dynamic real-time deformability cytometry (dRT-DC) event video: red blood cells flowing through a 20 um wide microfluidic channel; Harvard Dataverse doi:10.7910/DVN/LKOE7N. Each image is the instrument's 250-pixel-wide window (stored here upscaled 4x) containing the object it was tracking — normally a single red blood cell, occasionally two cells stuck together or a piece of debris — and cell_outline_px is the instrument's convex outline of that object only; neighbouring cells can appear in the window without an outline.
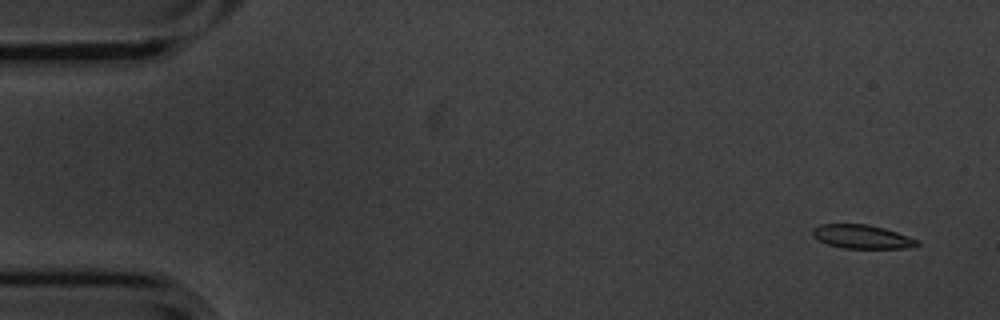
{"species": "common noctule bat (a hibernating species)", "species_latin": "Nyctalus noctula", "temperature_condition": "cold", "stored_images_in_passage": 6, "camera_frame_rate_fps": 3000, "um_per_image_px": 0.085, "animal": {"sex": "male", "body_mass_g": 20.1, "forearm_length_mm": 53.5}, "frame": {"image": 1, "passage_image": 1, "time_ms": 0.0, "image_size_px": [1000, 320], "cell_outline_px": [[920, 244], [912, 248], [840, 248], [828, 244], [812, 236], [812, 228], [820, 224], [868, 224], [884, 228], [908, 236], [916, 240]], "centroid_in_image_um": [73.24, 20.12], "position_along_channel_um": 11.8, "area_um2": 14.45}}
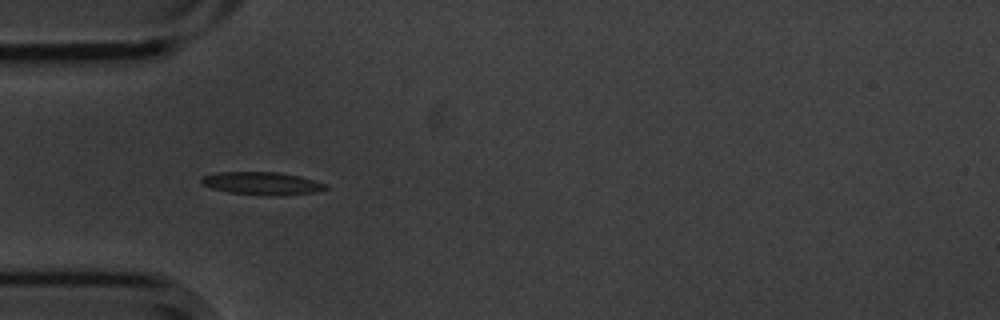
{"frame": {"image": 2, "passage_image": 5, "time_ms": 1.333, "image_size_px": [1000, 320], "cell_outline_px": [[328, 188], [316, 192], [276, 196], [272, 196], [228, 192], [212, 188], [204, 184], [200, 180], [204, 176], [216, 172], [276, 172], [300, 176], [328, 184]], "centroid_in_image_um": [22.31, 15.59], "position_along_channel_um": 62.7, "area_um2": 16.47}}
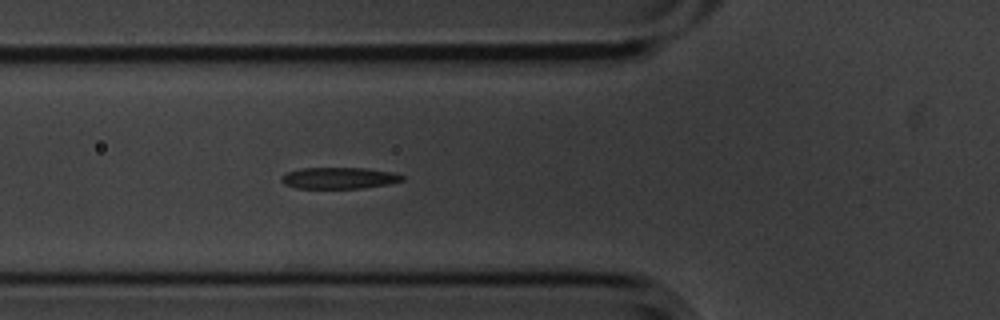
{"frame": {"image": 3, "passage_image": 6, "time_ms": 1.667, "image_size_px": [1000, 320], "cell_outline_px": [[404, 180], [388, 184], [364, 188], [296, 188], [284, 184], [280, 180], [280, 176], [288, 172], [300, 168], [368, 168], [392, 172], [404, 176]], "centroid_in_image_um": [28.81, 15.13], "position_along_channel_um": 97.0, "area_um2": 15.14}}